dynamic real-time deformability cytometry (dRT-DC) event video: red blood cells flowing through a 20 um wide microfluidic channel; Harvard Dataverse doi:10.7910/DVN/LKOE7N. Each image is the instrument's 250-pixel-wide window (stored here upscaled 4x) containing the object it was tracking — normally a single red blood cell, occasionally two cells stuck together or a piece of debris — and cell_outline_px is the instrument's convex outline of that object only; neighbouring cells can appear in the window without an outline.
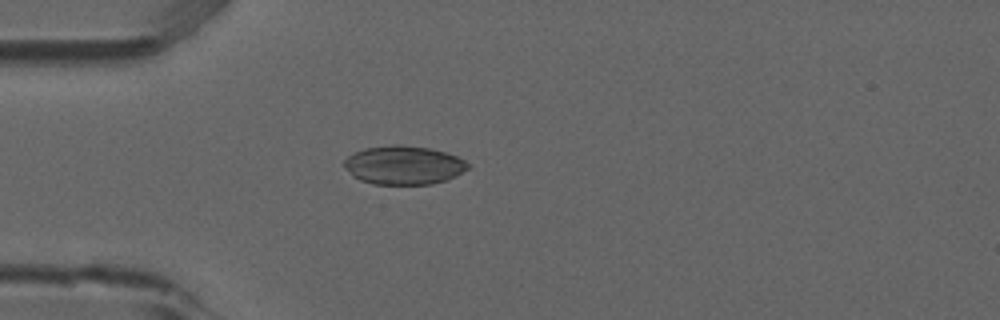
{"species": "common noctule bat (a hibernating species)", "species_latin": "Nyctalus noctula", "temperature_condition": "room temperature", "stored_images_in_passage": 1, "camera_frame_rate_fps": 3000, "um_per_image_px": 0.085, "animal": {"sex": "male", "forearm_length_mm": 52.5}, "frame": {"image": 1, "passage_image": 1, "time_ms": 0.0, "image_size_px": [1000, 320], "cell_outline_px": [[468, 168], [456, 176], [432, 184], [372, 184], [360, 180], [352, 176], [344, 168], [344, 160], [348, 156], [356, 152], [368, 148], [392, 144], [400, 144], [428, 148], [444, 152], [456, 156], [464, 160], [468, 164]], "centroid_in_image_um": [34.28, 14.04], "position_along_channel_um": 50.7, "area_um2": 27.74}}